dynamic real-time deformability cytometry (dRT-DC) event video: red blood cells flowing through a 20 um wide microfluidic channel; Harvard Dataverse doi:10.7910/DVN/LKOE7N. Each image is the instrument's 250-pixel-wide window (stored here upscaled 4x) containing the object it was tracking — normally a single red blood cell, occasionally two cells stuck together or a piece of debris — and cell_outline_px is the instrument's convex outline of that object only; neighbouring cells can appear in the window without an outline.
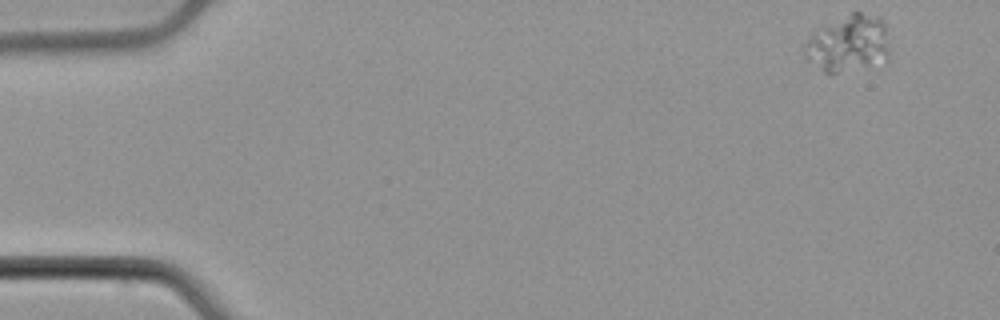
{"species": "common noctule bat (a hibernating species)", "species_latin": "Nyctalus noctula", "temperature_condition": "cold", "stored_images_in_passage": 4, "camera_frame_rate_fps": 3000, "um_per_image_px": 0.085, "animal": {"sex": "male", "body_mass_g": 21.5, "forearm_length_mm": 52.0}, "frame": {"image": 1, "passage_image": 1, "time_ms": 0.0, "image_size_px": [1000, 320], "cell_outline_px": [[888, 60], [832, 76], [828, 76], [808, 60], [804, 56], [804, 52], [808, 40], [812, 32], [852, 12], [860, 12], [880, 20], [884, 24], [888, 48]], "centroid_in_image_um": [72.07, 3.77], "position_along_channel_um": 12.9, "area_um2": 27.8}}
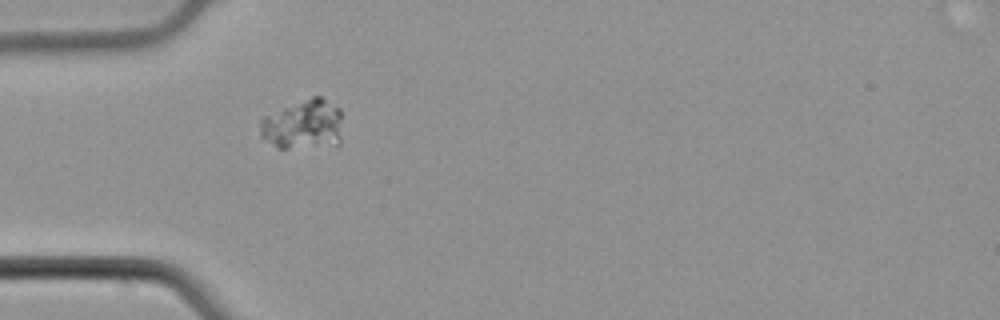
{"frame": {"image": 2, "passage_image": 4, "time_ms": 1.0, "image_size_px": [1000, 320], "cell_outline_px": [[340, 144], [288, 148], [276, 148], [260, 140], [260, 120], [264, 116], [312, 96], [320, 96], [340, 108]], "centroid_in_image_um": [25.73, 10.61], "position_along_channel_um": 59.3, "area_um2": 23.87}}